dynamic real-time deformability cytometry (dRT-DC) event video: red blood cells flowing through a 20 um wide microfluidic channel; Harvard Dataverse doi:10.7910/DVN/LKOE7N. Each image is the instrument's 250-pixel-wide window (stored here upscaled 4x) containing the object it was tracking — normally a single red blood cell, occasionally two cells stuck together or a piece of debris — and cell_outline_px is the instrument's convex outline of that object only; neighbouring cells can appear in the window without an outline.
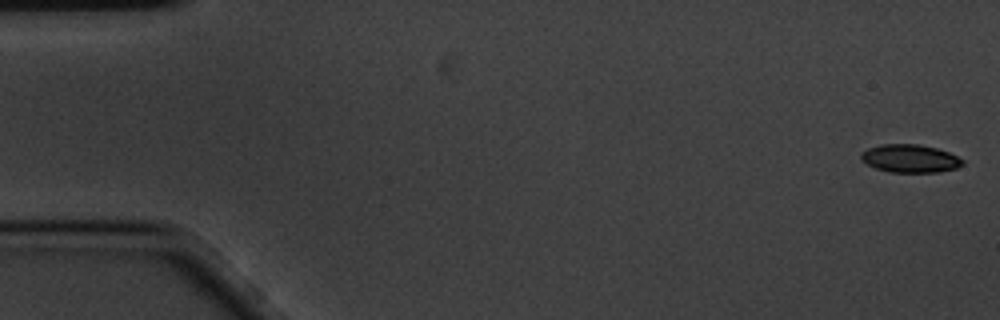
{"species": "common noctule bat (a hibernating species)", "species_latin": "Nyctalus noctula", "temperature_condition": "cold", "stored_images_in_passage": 4, "camera_frame_rate_fps": 3000, "um_per_image_px": 0.085, "animal": {"sex": "male", "body_mass_g": 20.1, "forearm_length_mm": 53.5}, "frame": {"image": 1, "passage_image": 1, "time_ms": 0.0, "image_size_px": [1000, 320], "cell_outline_px": [[964, 164], [956, 168], [940, 172], [888, 172], [876, 168], [860, 160], [860, 152], [868, 148], [880, 144], [920, 144], [936, 148], [948, 152], [964, 160]], "centroid_in_image_um": [77.33, 13.47], "position_along_channel_um": 7.7, "area_um2": 16.7}}